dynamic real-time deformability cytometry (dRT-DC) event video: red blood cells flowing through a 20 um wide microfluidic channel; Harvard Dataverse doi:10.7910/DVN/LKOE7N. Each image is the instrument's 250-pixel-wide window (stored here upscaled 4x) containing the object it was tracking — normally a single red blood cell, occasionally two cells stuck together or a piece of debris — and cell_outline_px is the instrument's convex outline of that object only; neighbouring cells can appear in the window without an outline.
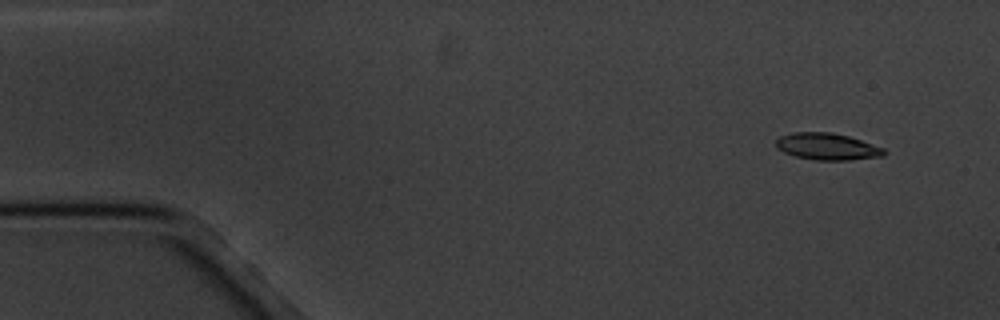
{"species": "common noctule bat (a hibernating species)", "species_latin": "Nyctalus noctula", "temperature_condition": "cold", "stored_images_in_passage": 10, "camera_frame_rate_fps": 3000, "um_per_image_px": 0.085, "animal": {"sex": "male", "body_mass_g": 20.1, "forearm_length_mm": 53.5}, "frame": {"image": 1, "passage_image": 2, "time_ms": 1.333, "image_size_px": [1000, 320], "cell_outline_px": [[884, 156], [848, 160], [816, 160], [796, 156], [784, 152], [776, 148], [776, 140], [780, 136], [792, 132], [832, 132], [848, 136], [884, 148]], "centroid_in_image_um": [70.28, 12.45], "position_along_channel_um": 14.7, "area_um2": 16.76}}
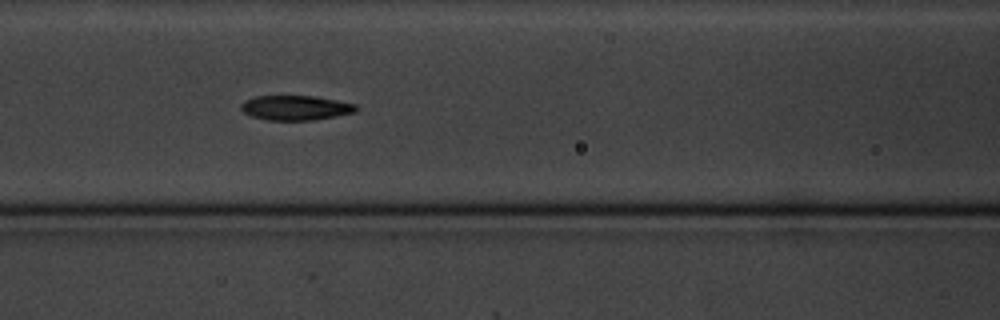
{"frame": {"image": 2, "passage_image": 8, "time_ms": 8.0, "image_size_px": [1000, 320], "cell_outline_px": [[360, 108], [356, 112], [312, 120], [268, 120], [252, 116], [244, 112], [240, 108], [240, 104], [244, 100], [256, 96], [316, 96], [356, 104]], "centroid_in_image_um": [25.13, 9.15], "position_along_channel_um": 141.5, "area_um2": 16.59}}
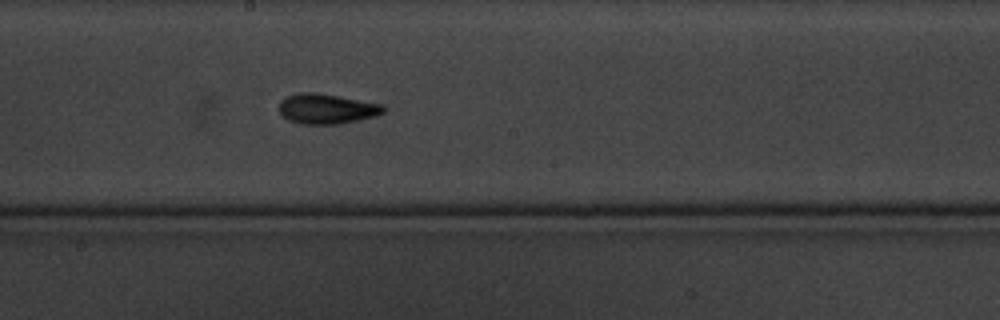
{"frame": {"image": 3, "passage_image": 10, "time_ms": 10.333, "image_size_px": [1000, 320], "cell_outline_px": [[384, 112], [372, 116], [340, 124], [300, 124], [288, 120], [276, 108], [280, 100], [288, 96], [300, 92], [316, 92], [340, 96], [380, 104], [384, 108]], "centroid_in_image_um": [27.68, 9.24], "position_along_channel_um": 220.5, "area_um2": 18.21}}